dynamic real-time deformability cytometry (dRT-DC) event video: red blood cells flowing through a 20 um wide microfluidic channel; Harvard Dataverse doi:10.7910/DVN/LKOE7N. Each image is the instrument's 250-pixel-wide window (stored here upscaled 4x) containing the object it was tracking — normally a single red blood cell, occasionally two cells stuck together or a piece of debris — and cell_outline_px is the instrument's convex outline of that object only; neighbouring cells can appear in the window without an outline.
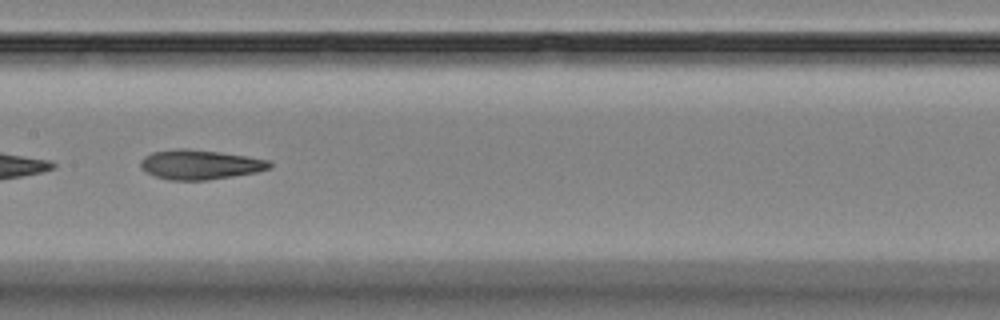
{"species": "Egyptian fruit bat (a non-hibernating species)", "species_latin": "Rousettus aegyptiacus", "temperature_condition": "room temperature", "stored_images_in_passage": 8, "camera_frame_rate_fps": 3000, "um_per_image_px": 0.085, "animal": {"sex": "female"}, "frame": {"image": 1, "passage_image": 8, "time_ms": 8.667, "image_size_px": [1000, 320], "cell_outline_px": [[272, 168], [256, 172], [208, 180], [168, 180], [156, 176], [140, 168], [140, 160], [144, 156], [152, 152], [176, 148], [188, 148], [220, 152], [248, 156], [268, 160], [272, 164]], "centroid_in_image_um": [16.99, 13.98], "position_along_channel_um": 190.4, "area_um2": 22.37}}